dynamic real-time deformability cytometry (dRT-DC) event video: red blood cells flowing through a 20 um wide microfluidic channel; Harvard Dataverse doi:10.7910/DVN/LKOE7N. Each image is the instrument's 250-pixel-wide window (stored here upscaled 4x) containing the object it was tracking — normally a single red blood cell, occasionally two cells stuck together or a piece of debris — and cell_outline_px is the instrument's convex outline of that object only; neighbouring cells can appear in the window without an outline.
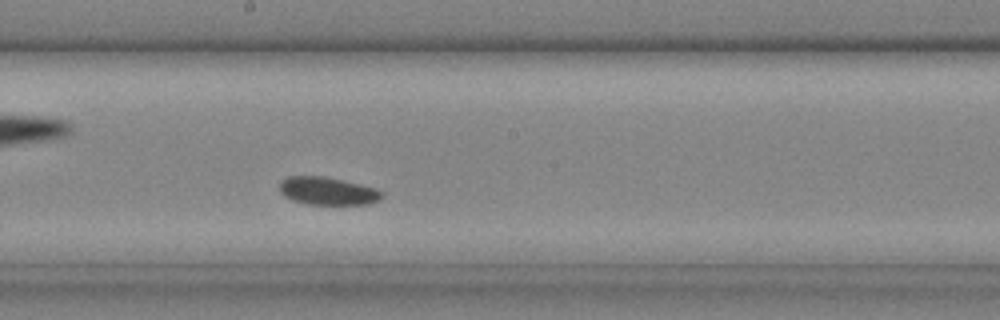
{"species": "common noctule bat (a hibernating species)", "species_latin": "Nyctalus noctula", "temperature_condition": "cold", "stored_images_in_passage": 24, "camera_frame_rate_fps": 3000, "um_per_image_px": 0.085, "animal": {"sex": "male", "body_mass_g": 20.4}, "frame": {"image": 1, "passage_image": 11, "time_ms": 3.333, "image_size_px": [1000, 320], "cell_outline_px": [[384, 196], [380, 200], [368, 204], [308, 204], [292, 200], [284, 196], [280, 192], [280, 180], [288, 176], [324, 176], [360, 184], [376, 188], [384, 192]], "centroid_in_image_um": [27.86, 16.23], "position_along_channel_um": 220.3, "area_um2": 16.7}}
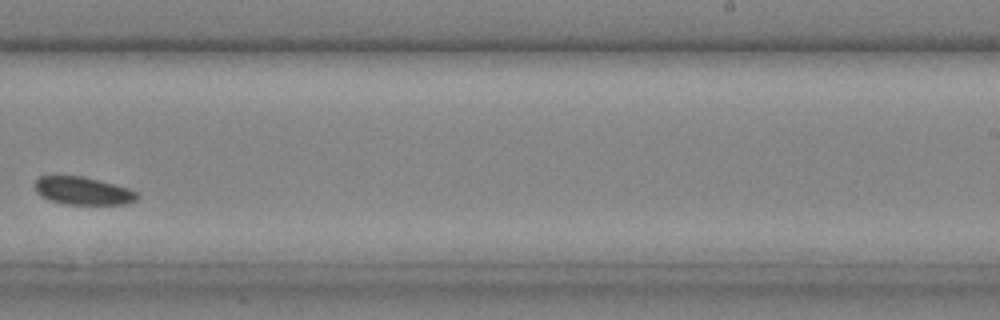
{"frame": {"image": 2, "passage_image": 14, "time_ms": 4.333, "image_size_px": [1000, 320], "cell_outline_px": [[140, 196], [136, 200], [124, 204], [64, 204], [40, 196], [36, 192], [36, 180], [40, 176], [84, 176], [132, 188]], "centroid_in_image_um": [7.1, 16.21], "position_along_channel_um": 281.9, "area_um2": 16.65}}